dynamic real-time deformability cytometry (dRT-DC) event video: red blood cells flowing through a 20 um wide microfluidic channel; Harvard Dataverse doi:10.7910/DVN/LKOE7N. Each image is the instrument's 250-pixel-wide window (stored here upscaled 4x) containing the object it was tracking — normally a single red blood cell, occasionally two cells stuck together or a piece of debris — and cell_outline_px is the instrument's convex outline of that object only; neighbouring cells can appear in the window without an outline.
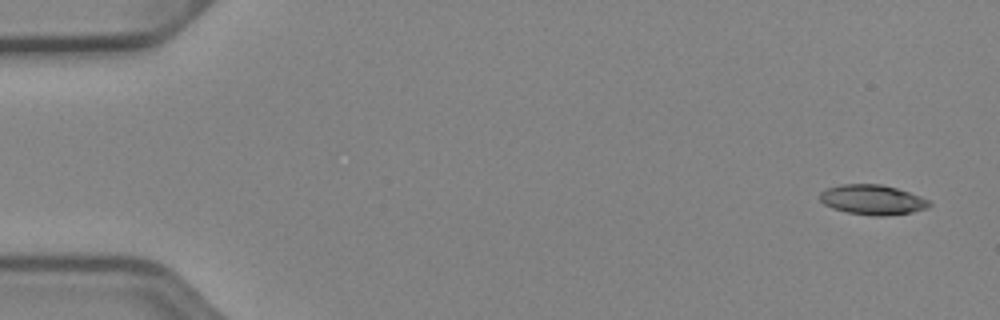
{"species": "Egyptian fruit bat (a non-hibernating species)", "species_latin": "Rousettus aegyptiacus", "temperature_condition": "cold", "stored_images_in_passage": 50, "camera_frame_rate_fps": 3000, "um_per_image_px": 0.085, "animal": {"sex": "female"}, "frame": {"image": 1, "passage_image": 1, "time_ms": 0.0, "image_size_px": [1000, 320], "cell_outline_px": [[932, 204], [928, 208], [912, 212], [884, 216], [872, 216], [848, 212], [832, 208], [824, 204], [820, 200], [820, 192], [828, 188], [840, 184], [880, 184], [896, 188], [920, 196], [928, 200]], "centroid_in_image_um": [74.16, 16.98], "position_along_channel_um": 10.8, "area_um2": 19.02}}
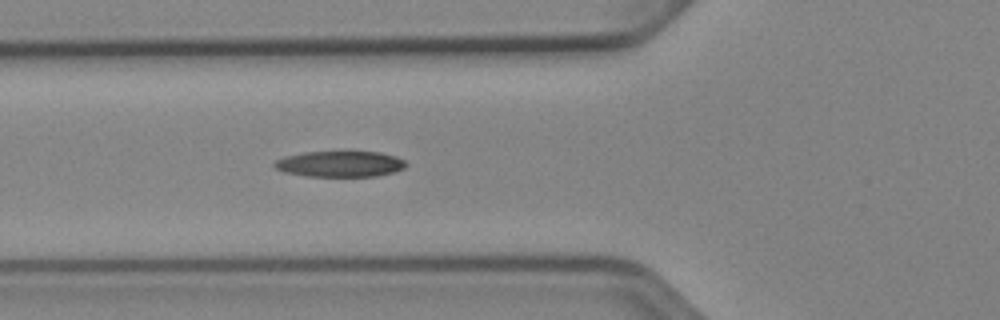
{"frame": {"image": 2, "passage_image": 18, "time_ms": 5.667, "image_size_px": [1000, 320], "cell_outline_px": [[408, 164], [404, 168], [392, 172], [376, 176], [308, 176], [284, 172], [276, 168], [272, 164], [276, 160], [284, 156], [304, 152], [380, 152], [396, 156], [404, 160]], "centroid_in_image_um": [28.9, 13.93], "position_along_channel_um": 96.9, "area_um2": 19.77}}
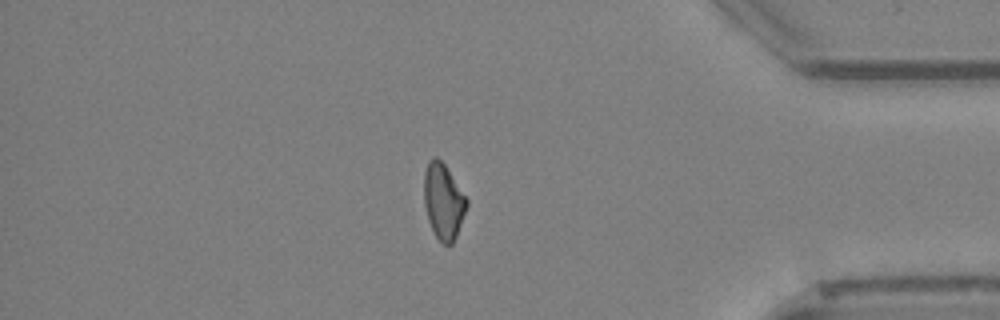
{"frame": {"image": 3, "passage_image": 43, "time_ms": 14.0, "image_size_px": [1000, 320], "cell_outline_px": [[468, 204], [456, 236], [452, 244], [444, 244], [436, 236], [428, 220], [424, 204], [424, 172], [428, 160], [432, 156], [436, 156], [444, 164], [468, 200]], "centroid_in_image_um": [37.67, 17.08], "position_along_channel_um": 397.5, "area_um2": 18.61}}